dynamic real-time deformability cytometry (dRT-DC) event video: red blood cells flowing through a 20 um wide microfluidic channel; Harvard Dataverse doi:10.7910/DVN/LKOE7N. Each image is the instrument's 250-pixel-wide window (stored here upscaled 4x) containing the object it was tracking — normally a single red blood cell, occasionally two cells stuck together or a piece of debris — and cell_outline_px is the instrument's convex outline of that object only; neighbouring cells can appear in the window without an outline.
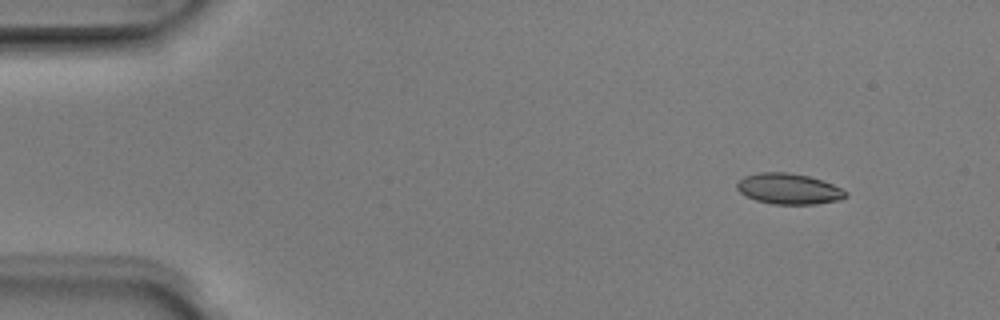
{"species": "Egyptian fruit bat (a non-hibernating species)", "species_latin": "Rousettus aegyptiacus", "temperature_condition": "room temperature", "stored_images_in_passage": 3, "camera_frame_rate_fps": 3000, "um_per_image_px": 0.085, "animal": {"sex": "male"}, "frame": {"image": 1, "passage_image": 1, "time_ms": 0.0, "image_size_px": [1000, 320], "cell_outline_px": [[848, 196], [840, 200], [816, 204], [772, 204], [756, 200], [740, 192], [736, 188], [736, 184], [744, 176], [760, 172], [788, 172], [808, 176], [832, 184], [848, 192]], "centroid_in_image_um": [67.05, 16.05], "position_along_channel_um": 17.9, "area_um2": 19.42}}
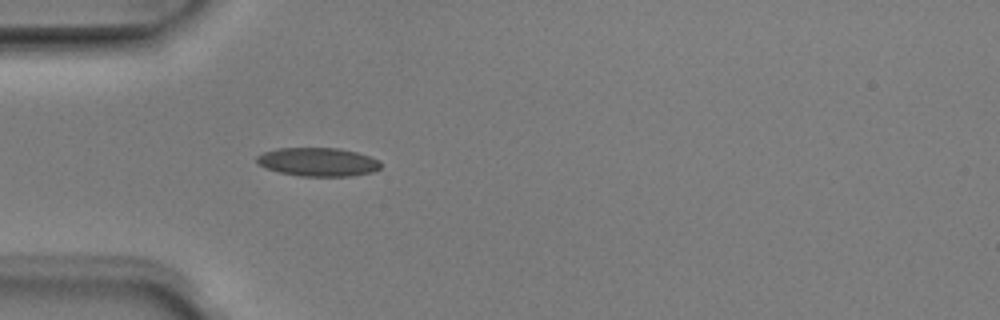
{"frame": {"image": 2, "passage_image": 3, "time_ms": 0.667, "image_size_px": [1000, 320], "cell_outline_px": [[380, 168], [372, 172], [352, 176], [300, 176], [280, 172], [264, 168], [256, 164], [256, 156], [264, 152], [276, 148], [340, 148], [356, 152], [380, 160]], "centroid_in_image_um": [26.99, 13.76], "position_along_channel_um": 58.0, "area_um2": 20.75}}